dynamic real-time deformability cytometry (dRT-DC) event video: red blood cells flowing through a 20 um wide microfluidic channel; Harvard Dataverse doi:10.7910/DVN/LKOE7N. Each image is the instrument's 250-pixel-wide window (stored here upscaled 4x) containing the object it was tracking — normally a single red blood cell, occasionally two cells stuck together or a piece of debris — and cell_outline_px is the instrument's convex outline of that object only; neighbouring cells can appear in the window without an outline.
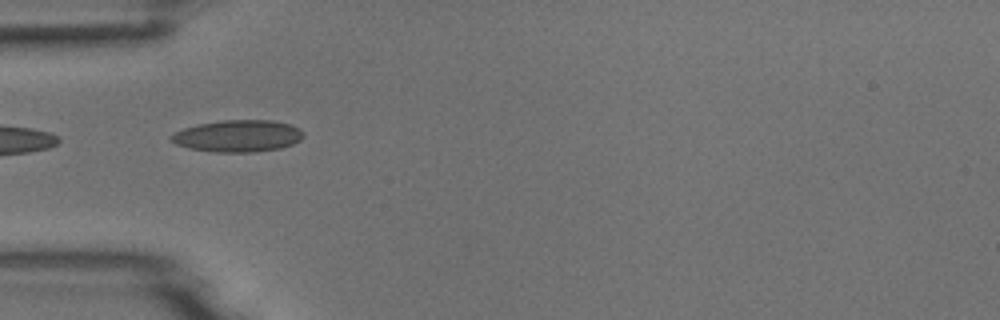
{"species": "common noctule bat (a hibernating species)", "species_latin": "Nyctalus noctula", "temperature_condition": "room temperature", "stored_images_in_passage": 6, "camera_frame_rate_fps": 3000, "um_per_image_px": 0.085, "animal": {"sex": "male", "body_mass_g": 18.8}, "frame": {"image": 1, "passage_image": 5, "time_ms": 4.333, "image_size_px": [1000, 320], "cell_outline_px": [[304, 136], [300, 140], [292, 144], [280, 148], [256, 152], [216, 152], [188, 148], [176, 144], [168, 136], [184, 128], [196, 124], [224, 120], [272, 120], [292, 124], [300, 128], [304, 132]], "centroid_in_image_um": [20.25, 11.55], "position_along_channel_um": 64.8, "area_um2": 24.74}}